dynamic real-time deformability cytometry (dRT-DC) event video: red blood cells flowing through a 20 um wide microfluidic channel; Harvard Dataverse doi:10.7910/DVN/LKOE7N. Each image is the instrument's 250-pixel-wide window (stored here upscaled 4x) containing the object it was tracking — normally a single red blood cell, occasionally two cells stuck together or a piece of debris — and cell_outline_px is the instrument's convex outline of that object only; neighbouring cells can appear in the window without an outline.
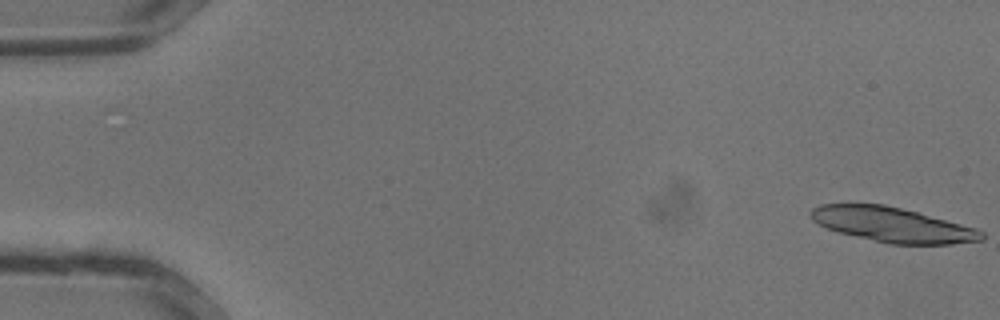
{"species": "common noctule bat (a hibernating species)", "species_latin": "Nyctalus noctula", "temperature_condition": "warm", "stored_images_in_passage": 35, "segment_of_instrument_passage": [1, 2], "camera_frame_rate_fps": 3000, "um_per_image_px": 0.085, "animal": {"sex": "male", "body_mass_g": 13.3}, "frame": {"image": 1, "passage_image": 1, "time_ms": 0.0, "image_size_px": [1000, 320], "cell_outline_px": [[984, 240], [952, 244], [888, 244], [836, 232], [812, 220], [808, 216], [808, 212], [812, 208], [820, 204], [884, 204], [916, 212], [976, 228], [984, 232]], "centroid_in_image_um": [75.82, 19.11], "position_along_channel_um": 9.2, "area_um2": 34.62}}